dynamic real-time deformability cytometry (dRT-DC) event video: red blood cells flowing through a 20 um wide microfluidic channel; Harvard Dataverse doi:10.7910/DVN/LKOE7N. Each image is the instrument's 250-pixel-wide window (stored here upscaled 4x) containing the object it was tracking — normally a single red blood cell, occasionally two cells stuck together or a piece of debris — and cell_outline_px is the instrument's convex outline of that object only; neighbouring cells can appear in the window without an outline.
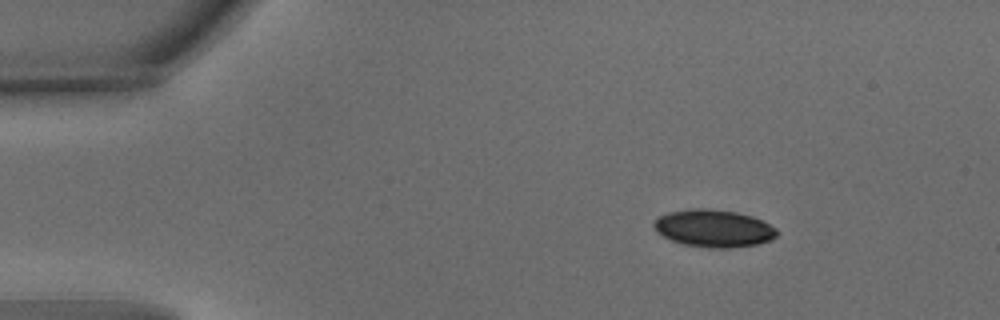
{"species": "common noctule bat (a hibernating species)", "species_latin": "Nyctalus noctula", "temperature_condition": "warm", "stored_images_in_passage": 47, "camera_frame_rate_fps": 3000, "um_per_image_px": 0.085, "animal": {"sex": "male", "body_mass_g": 15.6}, "frame": {"image": 1, "passage_image": 1, "time_ms": 0.0, "image_size_px": [1000, 320], "cell_outline_px": [[780, 232], [772, 240], [756, 244], [732, 248], [708, 248], [684, 244], [672, 240], [656, 232], [652, 224], [660, 216], [668, 212], [688, 208], [708, 208], [736, 212], [752, 216], [776, 228]], "centroid_in_image_um": [60.67, 19.41], "position_along_channel_um": 24.3, "area_um2": 26.93}}
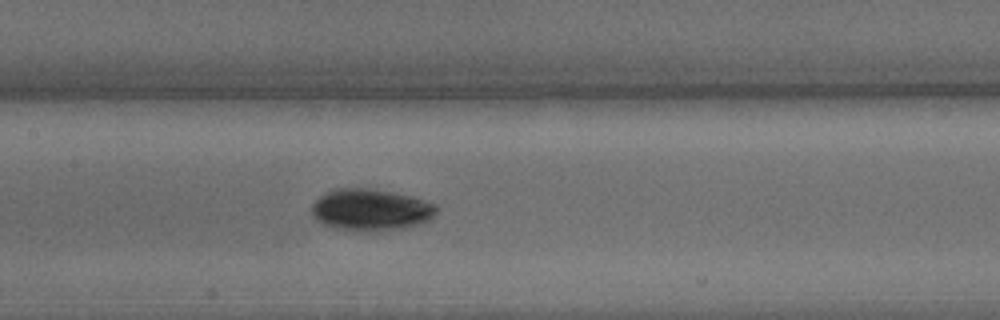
{"frame": {"image": 2, "passage_image": 19, "time_ms": 6.0, "image_size_px": [1000, 320], "cell_outline_px": [[440, 208], [428, 220], [420, 224], [388, 232], [376, 232], [336, 228], [324, 224], [316, 220], [312, 216], [312, 204], [324, 192], [336, 188], [368, 188], [392, 192], [412, 196], [436, 204]], "centroid_in_image_um": [31.53, 17.84], "position_along_channel_um": 175.9, "area_um2": 30.69}}
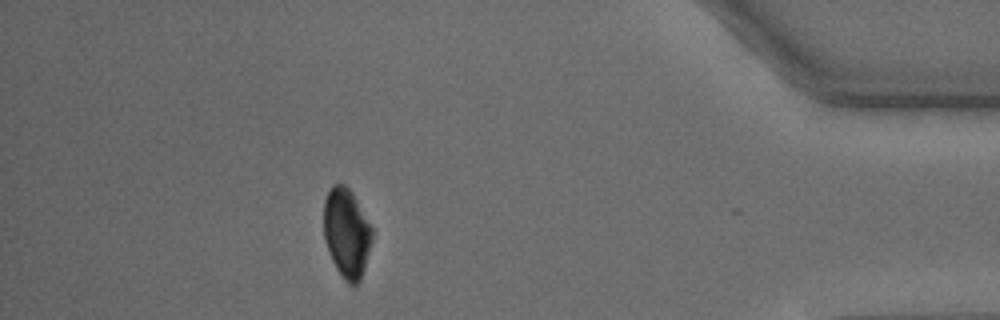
{"frame": {"image": 3, "passage_image": 41, "time_ms": 13.333, "image_size_px": [1000, 320], "cell_outline_px": [[372, 240], [364, 268], [360, 280], [352, 288], [344, 280], [336, 268], [332, 260], [324, 240], [324, 200], [332, 184], [344, 184], [352, 192], [372, 228]], "centroid_in_image_um": [29.45, 19.82], "position_along_channel_um": 405.7, "area_um2": 25.09}, "authors_computed_cell_mechanics": {"area_um2": 27.6284, "velocity_mm_per_s": 3.76, "shape_relaxation_time_tau1_ms": 1.9991, "shape_relaxation_time_tau2_ms": null, "deformation_change_tau1": 0.1166, "deformation_change_tau2": null}}